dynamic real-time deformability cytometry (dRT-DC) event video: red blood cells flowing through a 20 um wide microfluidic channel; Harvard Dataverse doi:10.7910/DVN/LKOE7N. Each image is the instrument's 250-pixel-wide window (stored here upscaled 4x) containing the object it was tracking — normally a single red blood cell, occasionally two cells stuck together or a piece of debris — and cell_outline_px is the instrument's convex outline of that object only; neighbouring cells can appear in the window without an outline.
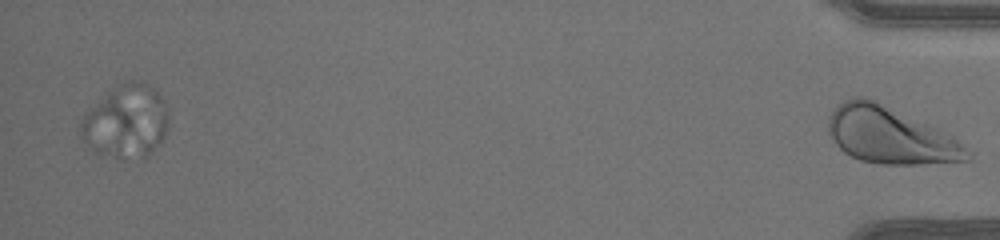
{"species": "human", "species_latin": "Homo sapiens", "temperature_condition": "warm", "stored_images_in_passage": 45, "segment_of_instrument_passage": [2, 2], "camera_frame_rate_fps": 3000, "um_per_image_px": 0.085, "donor": {"sex": "male"}, "frame": {"image": 1, "passage_image": 45, "time_ms": 14.667, "image_size_px": [1000, 240], "cell_outline_px": [[972, 160], [916, 164], [880, 164], [860, 160], [844, 152], [836, 144], [828, 132], [828, 116], [836, 104], [844, 100], [856, 96], [864, 96], [876, 100], [936, 128], [952, 136], [972, 156]], "centroid_in_image_um": [75.6, 11.49], "position_along_channel_um": 359.6, "area_um2": 45.6}}